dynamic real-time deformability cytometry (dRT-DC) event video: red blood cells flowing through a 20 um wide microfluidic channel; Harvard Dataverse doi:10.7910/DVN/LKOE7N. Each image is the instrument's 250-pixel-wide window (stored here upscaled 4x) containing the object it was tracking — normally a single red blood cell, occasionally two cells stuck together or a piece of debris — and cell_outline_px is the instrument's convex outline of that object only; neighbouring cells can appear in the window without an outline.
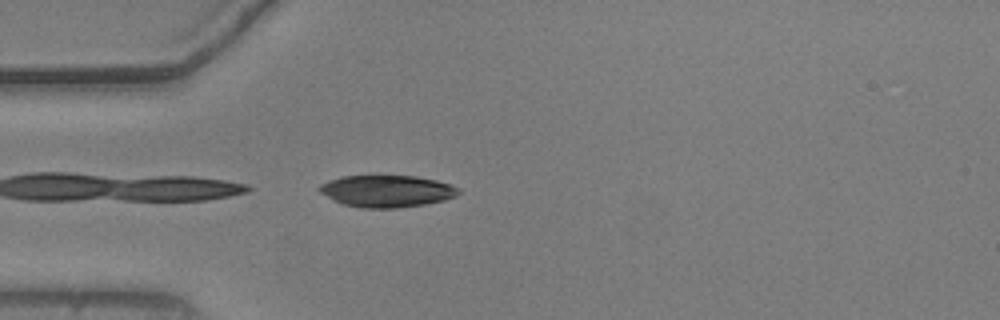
{"species": "common noctule bat (a hibernating species)", "species_latin": "Nyctalus noctula", "temperature_condition": "warm", "stored_images_in_passage": 40, "camera_frame_rate_fps": 3000, "um_per_image_px": 0.085, "animal": {"sex": "male", "body_mass_g": 20.5, "forearm_length_mm": 52.5}, "frame": {"image": 1, "passage_image": 1, "time_ms": 0.0, "image_size_px": [1000, 320], "cell_outline_px": [[460, 192], [456, 196], [444, 200], [424, 204], [400, 208], [360, 208], [344, 204], [320, 192], [316, 188], [320, 184], [344, 176], [416, 176], [436, 180], [452, 184], [460, 188]], "centroid_in_image_um": [32.93, 16.25], "position_along_channel_um": 52.1, "area_um2": 25.78}}
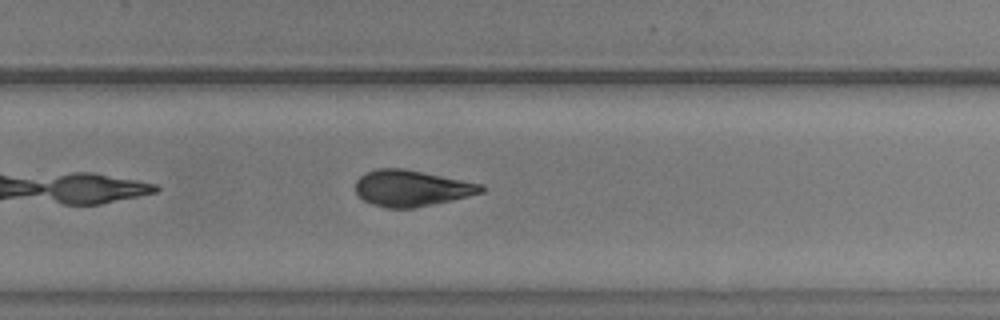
{"frame": {"image": 2, "passage_image": 21, "time_ms": 6.667, "image_size_px": [1000, 320], "cell_outline_px": [[484, 192], [468, 196], [416, 208], [388, 208], [372, 204], [364, 200], [356, 192], [356, 180], [364, 172], [376, 168], [404, 168], [484, 184]], "centroid_in_image_um": [34.98, 15.98], "position_along_channel_um": 294.8, "area_um2": 26.59}}
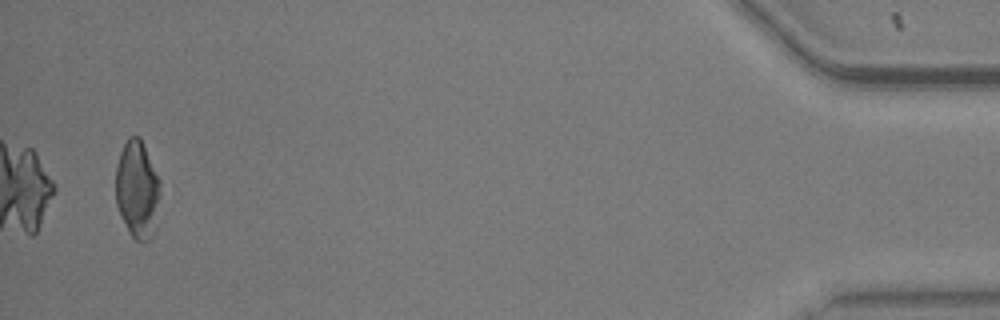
{"frame": {"image": 3, "passage_image": 38, "time_ms": 12.333, "image_size_px": [1000, 320], "cell_outline_px": [[160, 192], [152, 236], [148, 240], [136, 240], [132, 236], [120, 216], [116, 204], [116, 164], [120, 152], [128, 136], [140, 136], [160, 180]], "centroid_in_image_um": [11.65, 16.05], "position_along_channel_um": 423.6, "area_um2": 25.09}, "authors_computed_cell_mechanics": {"area_um2": 26.6747, "velocity_mm_per_s": 3.7532, "shape_relaxation_time_tau1_ms": 4.2124, "shape_relaxation_time_tau2_ms": 4.7628, "deformation_change_tau1": 0.116, "deformation_change_tau2": 0.1014}}